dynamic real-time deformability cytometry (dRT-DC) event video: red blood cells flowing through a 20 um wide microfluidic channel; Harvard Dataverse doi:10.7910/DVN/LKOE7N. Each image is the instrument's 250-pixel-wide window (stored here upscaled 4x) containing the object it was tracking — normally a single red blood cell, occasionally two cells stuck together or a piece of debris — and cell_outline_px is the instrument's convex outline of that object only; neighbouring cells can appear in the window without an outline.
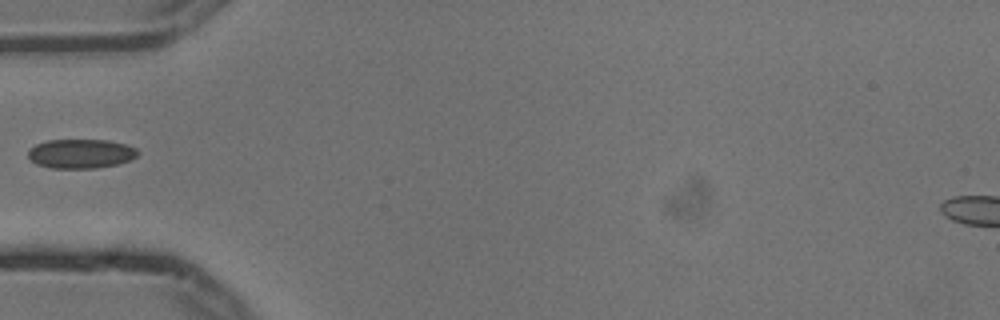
{"species": "common noctule bat (a hibernating species)", "species_latin": "Nyctalus noctula", "temperature_condition": "cold", "stored_images_in_passage": 4, "camera_frame_rate_fps": 3000, "um_per_image_px": 0.085, "animal": {"sex": "male", "body_mass_g": 13.3}, "frame": {"image": 1, "passage_image": 4, "time_ms": 1.0, "image_size_px": [1000, 320], "cell_outline_px": [[140, 152], [136, 156], [128, 160], [116, 164], [96, 168], [52, 168], [36, 164], [28, 156], [28, 148], [36, 144], [48, 140], [108, 140], [124, 144], [136, 148]], "centroid_in_image_um": [6.84, 13.06], "position_along_channel_um": 78.2, "area_um2": 18.61}}